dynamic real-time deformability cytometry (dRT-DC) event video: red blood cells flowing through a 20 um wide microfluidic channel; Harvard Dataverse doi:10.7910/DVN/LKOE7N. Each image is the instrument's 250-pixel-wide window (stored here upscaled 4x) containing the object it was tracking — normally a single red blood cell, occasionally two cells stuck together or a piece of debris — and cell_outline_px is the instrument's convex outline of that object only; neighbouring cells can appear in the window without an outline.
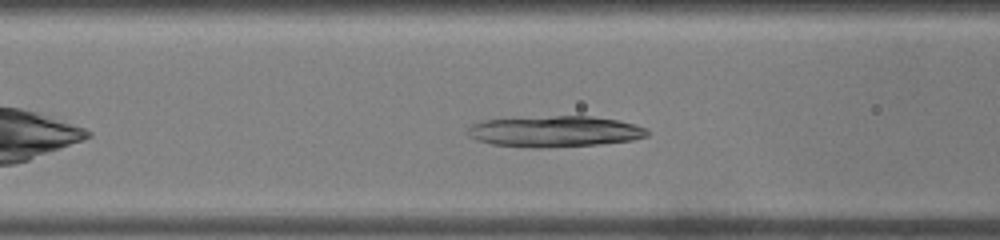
{"species": "common noctule bat (a hibernating species)", "species_latin": "Nyctalus noctula", "temperature_condition": "warm", "stored_images_in_passage": 33, "camera_frame_rate_fps": 3000, "um_per_image_px": 0.085, "animal": {"sex": "male", "body_mass_g": 19.0, "forearm_length_mm": 50.8}, "frame": {"image": 1, "passage_image": 9, "time_ms": 2.667, "image_size_px": [1000, 240], "cell_outline_px": [[648, 136], [632, 140], [600, 144], [540, 148], [532, 148], [492, 144], [476, 140], [468, 136], [468, 128], [472, 124], [484, 120], [552, 116], [592, 116], [616, 120], [648, 128]], "centroid_in_image_um": [47.15, 11.18], "position_along_channel_um": 119.4, "area_um2": 32.37}}
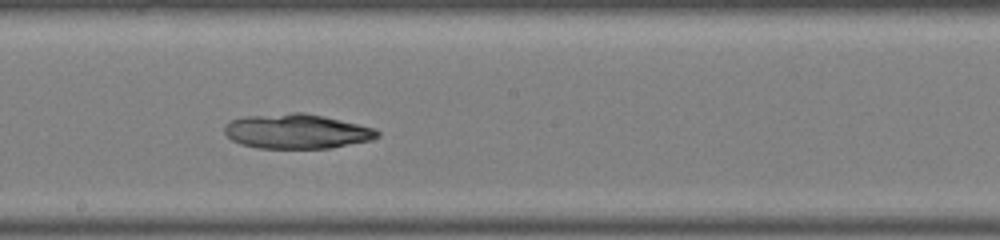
{"frame": {"image": 2, "passage_image": 17, "time_ms": 5.333, "image_size_px": [1000, 240], "cell_outline_px": [[380, 136], [372, 140], [332, 148], [256, 148], [240, 144], [232, 140], [224, 132], [224, 124], [232, 120], [244, 116], [292, 112], [304, 112], [376, 128], [380, 132]], "centroid_in_image_um": [25.23, 11.16], "position_along_channel_um": 223.0, "area_um2": 31.1}}
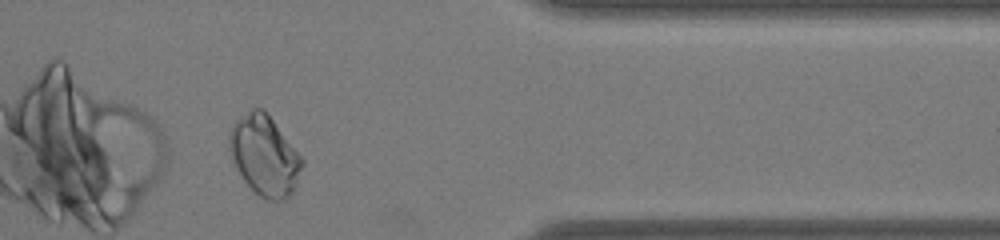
{"frame": {"image": 3, "passage_image": 31, "time_ms": 10.0, "image_size_px": [1000, 240], "cell_outline_px": [[304, 164], [296, 184], [292, 192], [288, 196], [280, 200], [268, 200], [260, 196], [244, 180], [228, 148], [228, 136], [232, 124], [236, 120], [252, 108], [264, 108], [304, 160]], "centroid_in_image_um": [22.49, 13.18], "position_along_channel_um": 388.9, "area_um2": 33.47}}